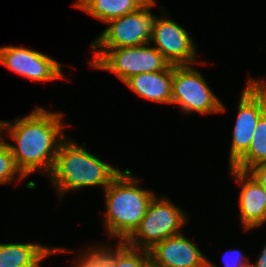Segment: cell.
Wrapping results in <instances>:
<instances>
[{"label": "cell", "instance_id": "obj_1", "mask_svg": "<svg viewBox=\"0 0 266 267\" xmlns=\"http://www.w3.org/2000/svg\"><path fill=\"white\" fill-rule=\"evenodd\" d=\"M62 119V112L54 113L37 107L14 121L0 120V135L8 130V137L17 143V146L10 143L7 146L25 177L38 169L49 176L59 146L66 139L62 133Z\"/></svg>", "mask_w": 266, "mask_h": 267}, {"label": "cell", "instance_id": "obj_2", "mask_svg": "<svg viewBox=\"0 0 266 267\" xmlns=\"http://www.w3.org/2000/svg\"><path fill=\"white\" fill-rule=\"evenodd\" d=\"M66 140L60 144L49 174L60 196L88 186H102L105 190L121 172L87 152L85 143L81 147L71 139Z\"/></svg>", "mask_w": 266, "mask_h": 267}, {"label": "cell", "instance_id": "obj_3", "mask_svg": "<svg viewBox=\"0 0 266 267\" xmlns=\"http://www.w3.org/2000/svg\"><path fill=\"white\" fill-rule=\"evenodd\" d=\"M137 179L126 169L104 190L106 230L109 237L120 238V242H125L138 228L154 197L153 192L139 187Z\"/></svg>", "mask_w": 266, "mask_h": 267}, {"label": "cell", "instance_id": "obj_4", "mask_svg": "<svg viewBox=\"0 0 266 267\" xmlns=\"http://www.w3.org/2000/svg\"><path fill=\"white\" fill-rule=\"evenodd\" d=\"M149 46L150 43L117 49H94L90 64L92 68L113 72L123 83L136 74L167 69L170 63L155 47Z\"/></svg>", "mask_w": 266, "mask_h": 267}, {"label": "cell", "instance_id": "obj_5", "mask_svg": "<svg viewBox=\"0 0 266 267\" xmlns=\"http://www.w3.org/2000/svg\"><path fill=\"white\" fill-rule=\"evenodd\" d=\"M157 199L154 195L140 225L125 241L128 246L150 250L156 243L182 233L180 229L187 222L186 212L165 197Z\"/></svg>", "mask_w": 266, "mask_h": 267}, {"label": "cell", "instance_id": "obj_6", "mask_svg": "<svg viewBox=\"0 0 266 267\" xmlns=\"http://www.w3.org/2000/svg\"><path fill=\"white\" fill-rule=\"evenodd\" d=\"M156 1L147 0L139 9L107 23L109 26L92 42L93 49H117L150 43L156 16L150 11Z\"/></svg>", "mask_w": 266, "mask_h": 267}, {"label": "cell", "instance_id": "obj_7", "mask_svg": "<svg viewBox=\"0 0 266 267\" xmlns=\"http://www.w3.org/2000/svg\"><path fill=\"white\" fill-rule=\"evenodd\" d=\"M193 65H173L171 104H178L184 113H222L225 106Z\"/></svg>", "mask_w": 266, "mask_h": 267}, {"label": "cell", "instance_id": "obj_8", "mask_svg": "<svg viewBox=\"0 0 266 267\" xmlns=\"http://www.w3.org/2000/svg\"><path fill=\"white\" fill-rule=\"evenodd\" d=\"M238 104L229 162L232 167L247 151L258 120L266 111V80L248 79Z\"/></svg>", "mask_w": 266, "mask_h": 267}, {"label": "cell", "instance_id": "obj_9", "mask_svg": "<svg viewBox=\"0 0 266 267\" xmlns=\"http://www.w3.org/2000/svg\"><path fill=\"white\" fill-rule=\"evenodd\" d=\"M0 63L32 81L47 82L63 77L60 63L26 47H0Z\"/></svg>", "mask_w": 266, "mask_h": 267}, {"label": "cell", "instance_id": "obj_10", "mask_svg": "<svg viewBox=\"0 0 266 267\" xmlns=\"http://www.w3.org/2000/svg\"><path fill=\"white\" fill-rule=\"evenodd\" d=\"M150 42L170 65H193L195 62L197 47L189 32L169 17H156Z\"/></svg>", "mask_w": 266, "mask_h": 267}, {"label": "cell", "instance_id": "obj_11", "mask_svg": "<svg viewBox=\"0 0 266 267\" xmlns=\"http://www.w3.org/2000/svg\"><path fill=\"white\" fill-rule=\"evenodd\" d=\"M148 251L158 267H217L182 233L156 243Z\"/></svg>", "mask_w": 266, "mask_h": 267}, {"label": "cell", "instance_id": "obj_12", "mask_svg": "<svg viewBox=\"0 0 266 267\" xmlns=\"http://www.w3.org/2000/svg\"><path fill=\"white\" fill-rule=\"evenodd\" d=\"M231 169V175L242 186L239 211L242 226L251 230L266 222V190L248 173Z\"/></svg>", "mask_w": 266, "mask_h": 267}, {"label": "cell", "instance_id": "obj_13", "mask_svg": "<svg viewBox=\"0 0 266 267\" xmlns=\"http://www.w3.org/2000/svg\"><path fill=\"white\" fill-rule=\"evenodd\" d=\"M173 65L157 72L131 76L124 83L140 97L157 103L171 104Z\"/></svg>", "mask_w": 266, "mask_h": 267}, {"label": "cell", "instance_id": "obj_14", "mask_svg": "<svg viewBox=\"0 0 266 267\" xmlns=\"http://www.w3.org/2000/svg\"><path fill=\"white\" fill-rule=\"evenodd\" d=\"M66 251V248L52 249L41 244L0 243V267H39L49 255Z\"/></svg>", "mask_w": 266, "mask_h": 267}, {"label": "cell", "instance_id": "obj_15", "mask_svg": "<svg viewBox=\"0 0 266 267\" xmlns=\"http://www.w3.org/2000/svg\"><path fill=\"white\" fill-rule=\"evenodd\" d=\"M147 0H78L76 8L107 23L139 9Z\"/></svg>", "mask_w": 266, "mask_h": 267}, {"label": "cell", "instance_id": "obj_16", "mask_svg": "<svg viewBox=\"0 0 266 267\" xmlns=\"http://www.w3.org/2000/svg\"><path fill=\"white\" fill-rule=\"evenodd\" d=\"M264 161H266V111L257 122L248 151L232 167L247 172Z\"/></svg>", "mask_w": 266, "mask_h": 267}, {"label": "cell", "instance_id": "obj_17", "mask_svg": "<svg viewBox=\"0 0 266 267\" xmlns=\"http://www.w3.org/2000/svg\"><path fill=\"white\" fill-rule=\"evenodd\" d=\"M110 260L111 267H148L151 258L148 250L136 249L120 242L117 249L98 247Z\"/></svg>", "mask_w": 266, "mask_h": 267}, {"label": "cell", "instance_id": "obj_18", "mask_svg": "<svg viewBox=\"0 0 266 267\" xmlns=\"http://www.w3.org/2000/svg\"><path fill=\"white\" fill-rule=\"evenodd\" d=\"M15 176L19 177L20 180L25 178L17 167L13 154L7 146V142L0 135V184L12 182Z\"/></svg>", "mask_w": 266, "mask_h": 267}, {"label": "cell", "instance_id": "obj_19", "mask_svg": "<svg viewBox=\"0 0 266 267\" xmlns=\"http://www.w3.org/2000/svg\"><path fill=\"white\" fill-rule=\"evenodd\" d=\"M87 251L79 255V260H75L76 267H111L109 258L99 248L90 247Z\"/></svg>", "mask_w": 266, "mask_h": 267}, {"label": "cell", "instance_id": "obj_20", "mask_svg": "<svg viewBox=\"0 0 266 267\" xmlns=\"http://www.w3.org/2000/svg\"><path fill=\"white\" fill-rule=\"evenodd\" d=\"M224 255L225 267H250L249 259L239 250H228Z\"/></svg>", "mask_w": 266, "mask_h": 267}, {"label": "cell", "instance_id": "obj_21", "mask_svg": "<svg viewBox=\"0 0 266 267\" xmlns=\"http://www.w3.org/2000/svg\"><path fill=\"white\" fill-rule=\"evenodd\" d=\"M247 172L266 190V161L258 163Z\"/></svg>", "mask_w": 266, "mask_h": 267}, {"label": "cell", "instance_id": "obj_22", "mask_svg": "<svg viewBox=\"0 0 266 267\" xmlns=\"http://www.w3.org/2000/svg\"><path fill=\"white\" fill-rule=\"evenodd\" d=\"M250 267H266V245L259 255L257 262H255L253 265L250 264Z\"/></svg>", "mask_w": 266, "mask_h": 267}, {"label": "cell", "instance_id": "obj_23", "mask_svg": "<svg viewBox=\"0 0 266 267\" xmlns=\"http://www.w3.org/2000/svg\"><path fill=\"white\" fill-rule=\"evenodd\" d=\"M148 267H158L156 265H154L152 262L148 265Z\"/></svg>", "mask_w": 266, "mask_h": 267}]
</instances>
